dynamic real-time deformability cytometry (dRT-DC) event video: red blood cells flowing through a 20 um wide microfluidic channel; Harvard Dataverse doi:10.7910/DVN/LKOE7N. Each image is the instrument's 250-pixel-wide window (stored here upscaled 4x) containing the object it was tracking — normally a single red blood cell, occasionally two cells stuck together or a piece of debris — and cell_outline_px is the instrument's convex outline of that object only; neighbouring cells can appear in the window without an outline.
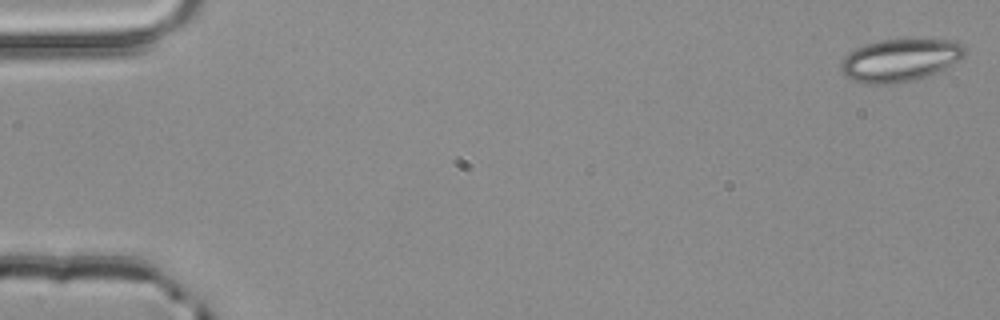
{"species": "common noctule bat (a hibernating species)", "species_latin": "Nyctalus noctula", "temperature_condition": "room temperature", "stored_images_in_passage": 4, "camera_frame_rate_fps": 3000, "um_per_image_px": 0.085, "animal": {"sex": "male", "body_mass_g": 20.4}, "frame": {"image": 1, "passage_image": 1, "time_ms": 0.0, "image_size_px": [1000, 320], "cell_outline_px": [[968, 52], [964, 56], [944, 68], [928, 76], [916, 80], [888, 84], [868, 84], [852, 80], [844, 76], [840, 68], [840, 60], [848, 52], [864, 44], [880, 40], [960, 40], [964, 44]], "centroid_in_image_um": [76.49, 5.11], "position_along_channel_um": 8.5, "area_um2": 31.04}}